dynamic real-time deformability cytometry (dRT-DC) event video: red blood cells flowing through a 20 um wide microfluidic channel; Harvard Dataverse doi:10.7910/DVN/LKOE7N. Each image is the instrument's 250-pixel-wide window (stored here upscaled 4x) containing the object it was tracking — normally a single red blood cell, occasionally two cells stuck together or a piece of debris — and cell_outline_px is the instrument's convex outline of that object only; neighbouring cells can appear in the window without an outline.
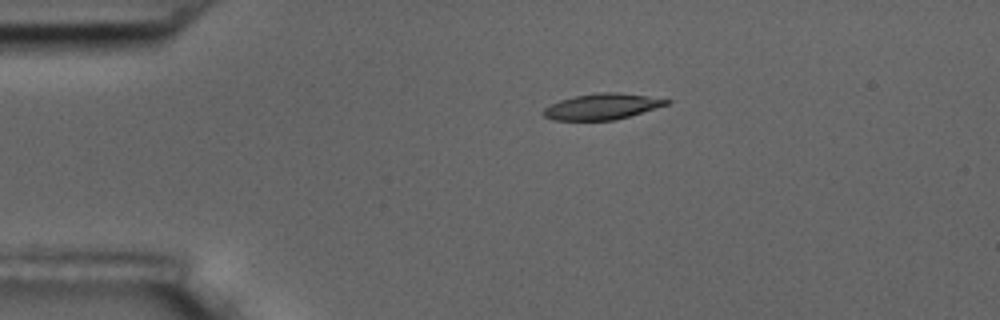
{"species": "common noctule bat (a hibernating species)", "species_latin": "Nyctalus noctula", "temperature_condition": "room temperature", "stored_images_in_passage": 5, "camera_frame_rate_fps": 3000, "um_per_image_px": 0.085, "animal": {"sex": "male", "body_mass_g": 17.5, "forearm_length_mm": 52.3}, "frame": {"image": 1, "passage_image": 4, "time_ms": 3.333, "image_size_px": [1000, 320], "cell_outline_px": [[672, 100], [668, 104], [616, 120], [552, 120], [544, 116], [540, 112], [544, 108], [560, 100], [576, 96], [600, 92], [616, 92], [648, 96]], "centroid_in_image_um": [51.15, 9.06], "position_along_channel_um": 33.8, "area_um2": 18.44}}